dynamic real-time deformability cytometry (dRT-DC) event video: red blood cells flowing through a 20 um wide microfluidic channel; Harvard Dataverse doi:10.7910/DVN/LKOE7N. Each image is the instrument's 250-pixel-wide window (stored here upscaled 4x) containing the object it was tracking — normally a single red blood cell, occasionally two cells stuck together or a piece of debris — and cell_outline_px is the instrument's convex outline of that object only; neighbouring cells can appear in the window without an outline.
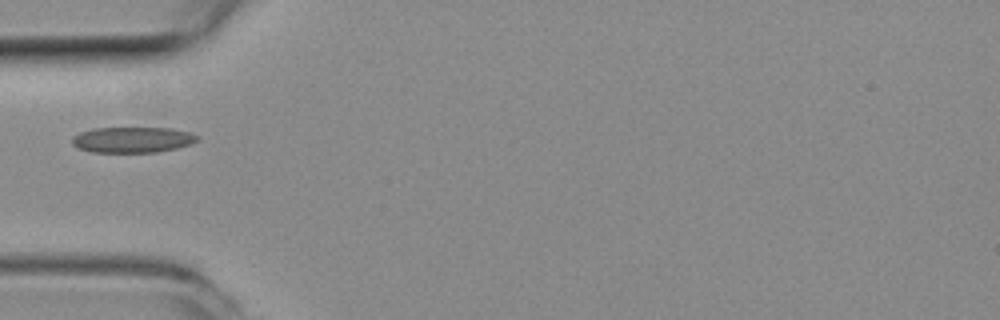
{"species": "common noctule bat (a hibernating species)", "species_latin": "Nyctalus noctula", "temperature_condition": "room temperature", "stored_images_in_passage": 15, "camera_frame_rate_fps": 3000, "um_per_image_px": 0.085, "animal": {"sex": "female", "body_mass_g": 19.3, "forearm_length_mm": 54.1}, "frame": {"image": 1, "passage_image": 1, "time_ms": 0.0, "image_size_px": [1000, 320], "cell_outline_px": [[200, 140], [176, 148], [156, 152], [92, 152], [80, 148], [72, 144], [72, 136], [80, 132], [92, 128], [172, 128], [188, 132], [200, 136]], "centroid_in_image_um": [11.26, 11.87], "position_along_channel_um": 73.7, "area_um2": 18.73}}
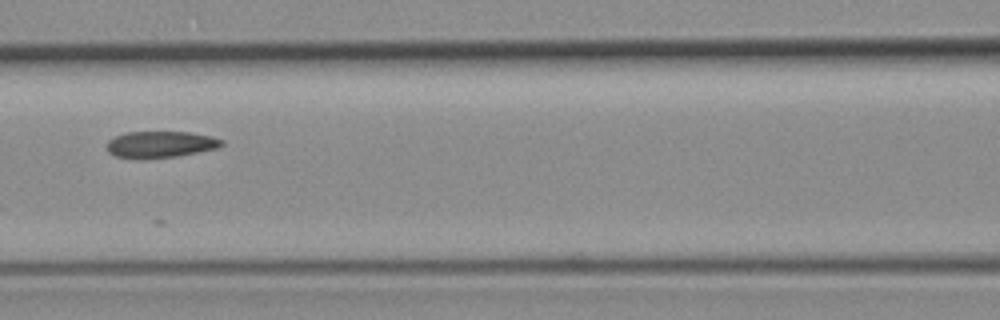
{"frame": {"image": 2, "passage_image": 7, "time_ms": 2.0, "image_size_px": [1000, 320], "cell_outline_px": [[224, 144], [216, 148], [176, 156], [116, 156], [108, 152], [108, 140], [116, 136], [128, 132], [188, 132], [208, 136], [224, 140]], "centroid_in_image_um": [13.67, 12.23], "position_along_channel_um": 152.9, "area_um2": 16.76}}
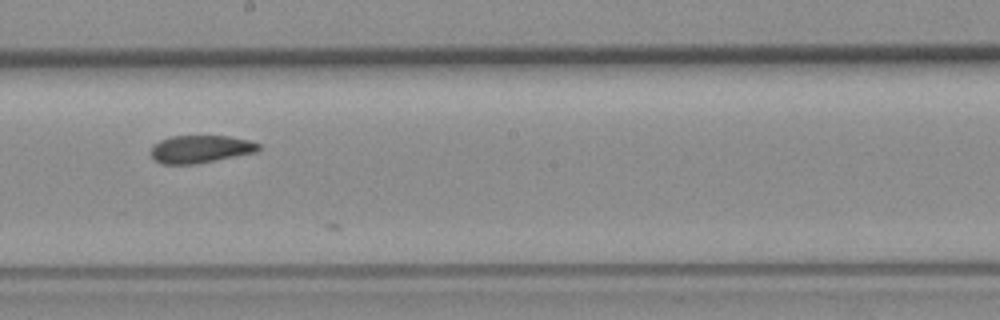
{"frame": {"image": 3, "passage_image": 13, "time_ms": 4.0, "image_size_px": [1000, 320], "cell_outline_px": [[260, 148], [256, 152], [216, 160], [192, 164], [164, 164], [156, 160], [148, 152], [152, 144], [160, 140], [172, 136], [228, 136], [248, 140], [260, 144]], "centroid_in_image_um": [17.0, 12.66], "position_along_channel_um": 231.2, "area_um2": 17.34}}